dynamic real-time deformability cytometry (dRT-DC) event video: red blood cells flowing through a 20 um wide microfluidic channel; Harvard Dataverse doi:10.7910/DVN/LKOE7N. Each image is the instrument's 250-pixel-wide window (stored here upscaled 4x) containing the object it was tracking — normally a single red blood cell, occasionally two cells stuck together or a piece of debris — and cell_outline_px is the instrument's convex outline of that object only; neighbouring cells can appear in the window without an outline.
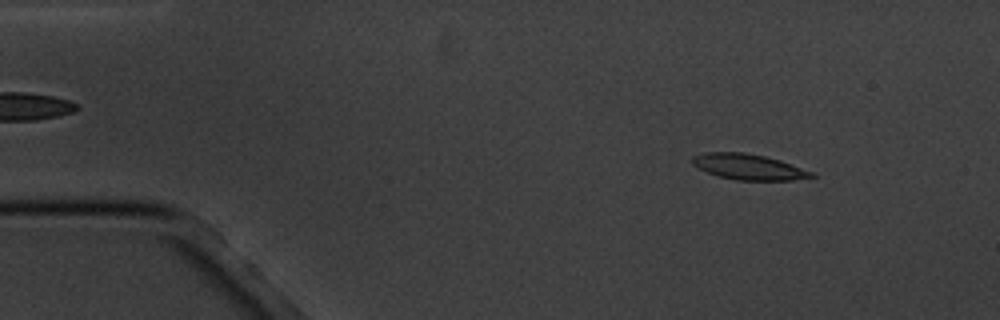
{"species": "common noctule bat (a hibernating species)", "species_latin": "Nyctalus noctula", "temperature_condition": "cold", "stored_images_in_passage": 7, "camera_frame_rate_fps": 3000, "um_per_image_px": 0.085, "animal": {"sex": "male", "body_mass_g": 20.1, "forearm_length_mm": 53.5}, "frame": {"image": 1, "passage_image": 1, "time_ms": 0.0, "image_size_px": [1000, 320], "cell_outline_px": [[816, 176], [792, 180], [736, 180], [720, 176], [708, 172], [692, 164], [692, 156], [704, 152], [744, 152], [764, 156], [780, 160], [816, 172]], "centroid_in_image_um": [63.67, 14.17], "position_along_channel_um": 21.3, "area_um2": 17.8}}
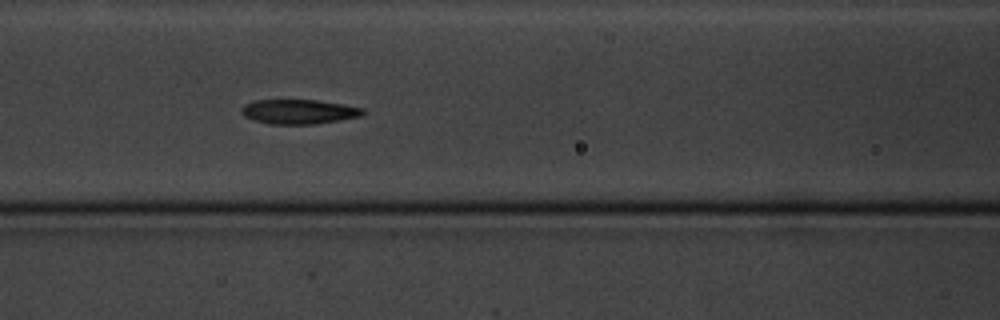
{"frame": {"image": 2, "passage_image": 6, "time_ms": 5.667, "image_size_px": [1000, 320], "cell_outline_px": [[364, 112], [360, 116], [316, 124], [268, 124], [252, 120], [244, 116], [240, 112], [240, 108], [244, 104], [256, 100], [316, 100], [364, 108]], "centroid_in_image_um": [25.33, 9.5], "position_along_channel_um": 141.3, "area_um2": 17.34}}
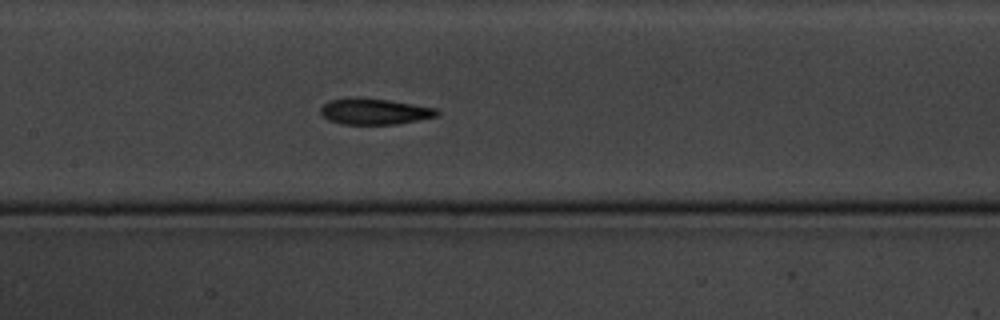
{"frame": {"image": 3, "passage_image": 7, "time_ms": 6.667, "image_size_px": [1000, 320], "cell_outline_px": [[440, 112], [436, 116], [396, 124], [344, 124], [328, 120], [320, 112], [320, 108], [328, 100], [388, 100], [436, 108]], "centroid_in_image_um": [31.85, 9.51], "position_along_channel_um": 175.5, "area_um2": 16.76}}